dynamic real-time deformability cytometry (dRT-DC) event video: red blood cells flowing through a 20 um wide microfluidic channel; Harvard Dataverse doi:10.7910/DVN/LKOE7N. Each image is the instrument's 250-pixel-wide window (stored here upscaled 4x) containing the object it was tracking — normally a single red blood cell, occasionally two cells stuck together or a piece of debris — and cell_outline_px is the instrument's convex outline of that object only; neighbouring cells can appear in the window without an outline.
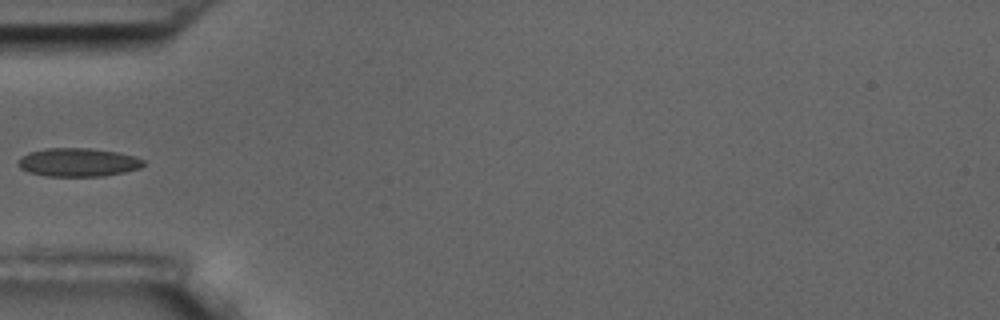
{"species": "common noctule bat (a hibernating species)", "species_latin": "Nyctalus noctula", "temperature_condition": "room temperature", "stored_images_in_passage": 1, "camera_frame_rate_fps": 3000, "um_per_image_px": 0.085, "animal": {"sex": "male", "body_mass_g": 17.5, "forearm_length_mm": 52.3}, "frame": {"image": 1, "passage_image": 1, "time_ms": 0.0, "image_size_px": [1000, 320], "cell_outline_px": [[144, 164], [140, 168], [124, 172], [104, 176], [44, 176], [28, 172], [20, 168], [20, 156], [28, 152], [44, 148], [88, 148], [116, 152], [136, 156], [144, 160]], "centroid_in_image_um": [6.63, 13.79], "position_along_channel_um": 78.4, "area_um2": 20.81}}